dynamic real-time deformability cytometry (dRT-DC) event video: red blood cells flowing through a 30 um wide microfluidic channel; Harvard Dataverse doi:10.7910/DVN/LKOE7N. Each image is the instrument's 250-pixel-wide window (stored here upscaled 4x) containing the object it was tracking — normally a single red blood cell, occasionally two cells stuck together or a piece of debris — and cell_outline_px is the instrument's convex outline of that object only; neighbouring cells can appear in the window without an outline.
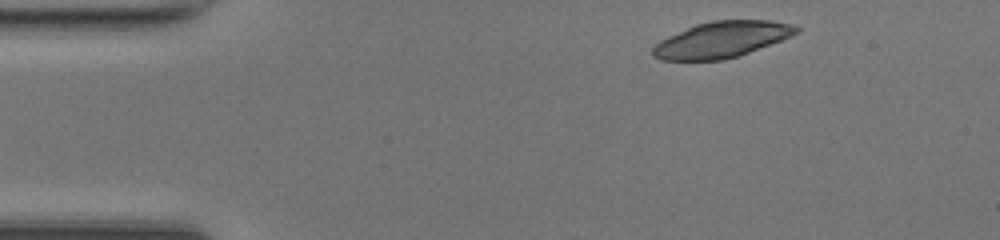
{"species": "common noctule bat (a hibernating species)", "species_latin": "Nyctalus noctula", "temperature_condition": "room temperature", "stored_images_in_passage": 37, "camera_frame_rate_fps": 3000, "um_per_image_px": 0.085, "animal": {"sex": "female", "body_mass_g": 17.0, "forearm_length_mm": 48.0}, "frame": {"image": 1, "passage_image": 1, "time_ms": 0.0, "image_size_px": [1000, 240], "cell_outline_px": [[800, 32], [780, 40], [748, 52], [724, 60], [660, 60], [652, 56], [652, 48], [660, 40], [668, 36], [696, 24], [712, 20], [772, 20], [792, 24], [800, 28]], "centroid_in_image_um": [61.33, 3.36], "position_along_channel_um": 23.7, "area_um2": 29.94}}